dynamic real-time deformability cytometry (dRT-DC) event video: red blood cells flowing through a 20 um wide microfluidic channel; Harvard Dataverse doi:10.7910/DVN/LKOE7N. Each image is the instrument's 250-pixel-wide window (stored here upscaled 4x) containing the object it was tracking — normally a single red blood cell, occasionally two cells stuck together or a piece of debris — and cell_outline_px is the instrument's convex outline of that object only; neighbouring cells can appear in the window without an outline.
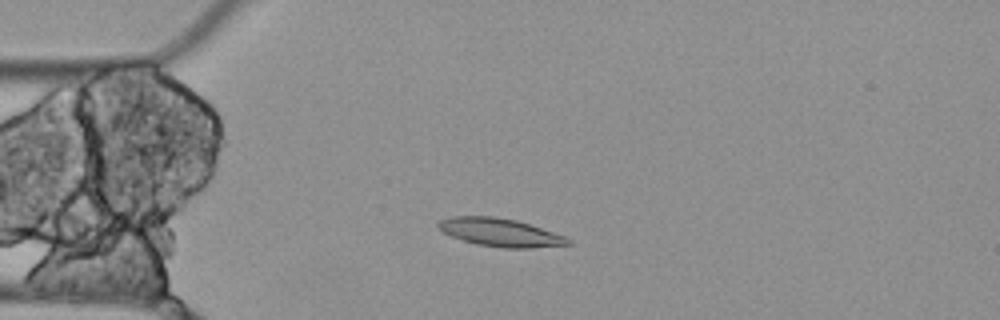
{"species": "Egyptian fruit bat (a non-hibernating species)", "species_latin": "Rousettus aegyptiacus", "temperature_condition": "cold", "stored_images_in_passage": 13, "camera_frame_rate_fps": 3000, "um_per_image_px": 0.085, "animal": {"sex": "female"}, "frame": {"image": 1, "passage_image": 2, "time_ms": 0.333, "image_size_px": [1000, 320], "cell_outline_px": [[572, 244], [532, 248], [504, 248], [476, 244], [452, 236], [444, 232], [436, 224], [440, 220], [452, 216], [492, 216], [516, 220], [564, 236], [572, 240]], "centroid_in_image_um": [42.52, 19.76], "position_along_channel_um": 42.5, "area_um2": 20.98}}
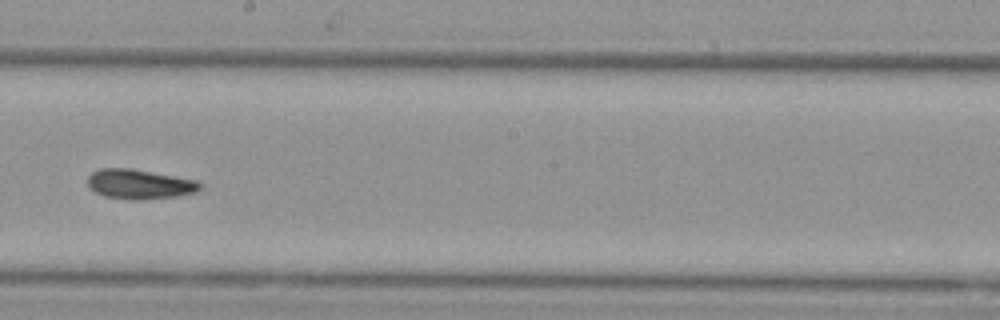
{"frame": {"image": 2, "passage_image": 7, "time_ms": 2.0, "image_size_px": [1000, 320], "cell_outline_px": [[204, 184], [196, 192], [176, 196], [136, 200], [104, 196], [88, 188], [88, 176], [92, 172], [100, 168], [132, 168], [200, 180]], "centroid_in_image_um": [11.89, 15.64], "position_along_channel_um": 236.3, "area_um2": 19.65}}
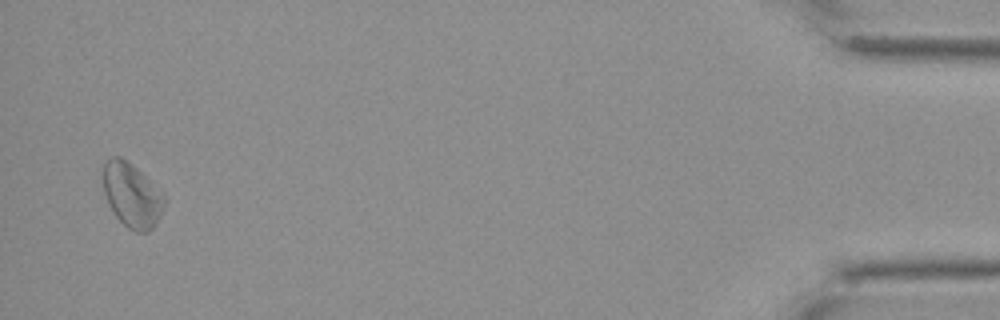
{"frame": {"image": 3, "passage_image": 13, "time_ms": 4.0, "image_size_px": [1000, 320], "cell_outline_px": [[164, 204], [160, 216], [152, 228], [148, 232], [136, 232], [128, 228], [116, 216], [104, 192], [104, 164], [112, 156], [120, 156], [132, 164], [160, 188], [164, 192]], "centroid_in_image_um": [11.24, 16.58], "position_along_channel_um": 424.0, "area_um2": 22.66}}